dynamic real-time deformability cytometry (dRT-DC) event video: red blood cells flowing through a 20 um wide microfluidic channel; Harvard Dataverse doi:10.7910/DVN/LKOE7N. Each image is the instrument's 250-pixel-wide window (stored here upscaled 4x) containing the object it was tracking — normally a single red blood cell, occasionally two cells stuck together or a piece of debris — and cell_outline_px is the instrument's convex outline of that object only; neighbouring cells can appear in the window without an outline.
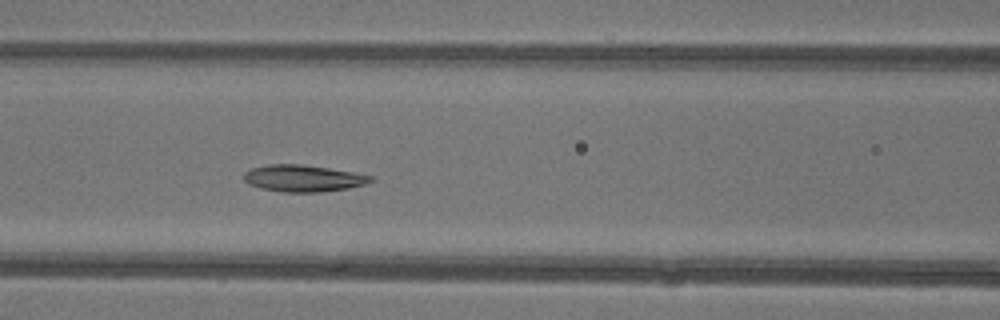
{"species": "common noctule bat (a hibernating species)", "species_latin": "Nyctalus noctula", "temperature_condition": "warm", "stored_images_in_passage": 35, "camera_frame_rate_fps": 3000, "um_per_image_px": 0.085, "animal": {"sex": "female"}, "frame": {"image": 1, "passage_image": 8, "time_ms": 2.333, "image_size_px": [1000, 320], "cell_outline_px": [[376, 180], [364, 184], [348, 188], [320, 192], [284, 192], [260, 188], [248, 184], [244, 180], [244, 172], [252, 168], [268, 164], [300, 164], [328, 168], [352, 172], [372, 176]], "centroid_in_image_um": [25.75, 15.16], "position_along_channel_um": 140.8, "area_um2": 19.71}}
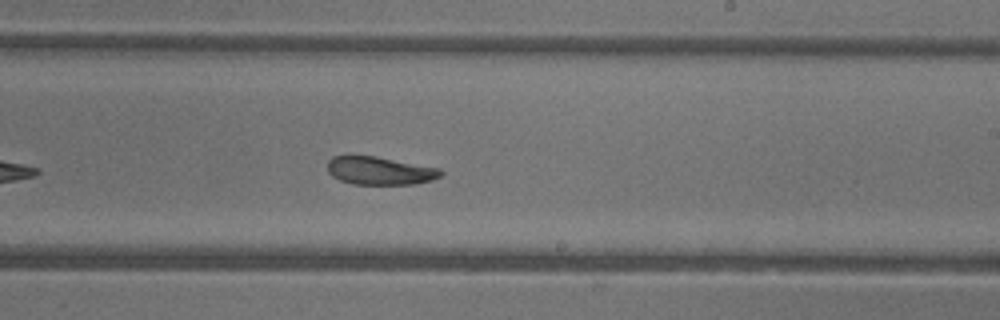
{"frame": {"image": 2, "passage_image": 16, "time_ms": 5.0, "image_size_px": [1000, 320], "cell_outline_px": [[444, 172], [440, 176], [432, 180], [416, 184], [352, 184], [340, 180], [332, 176], [328, 172], [328, 160], [332, 156], [376, 156], [440, 168]], "centroid_in_image_um": [32.3, 14.51], "position_along_channel_um": 256.7, "area_um2": 18.55}}
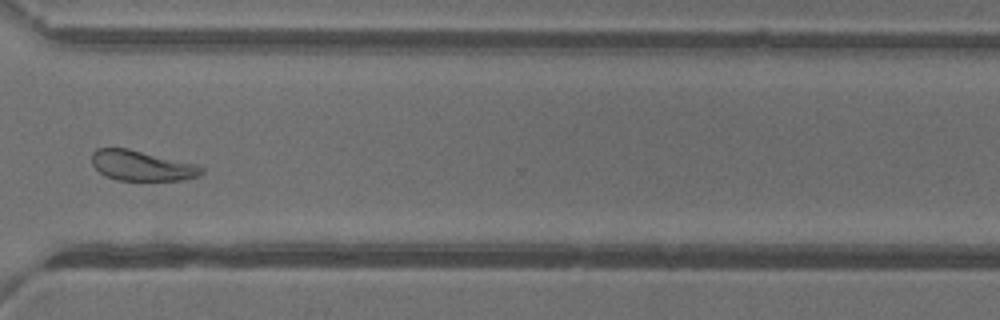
{"frame": {"image": 3, "passage_image": 23, "time_ms": 7.333, "image_size_px": [1000, 320], "cell_outline_px": [[204, 172], [200, 176], [184, 180], [116, 180], [104, 176], [92, 164], [92, 152], [96, 148], [128, 148], [196, 164], [204, 168]], "centroid_in_image_um": [12.06, 14.08], "position_along_channel_um": 358.5, "area_um2": 19.42}, "authors_computed_cell_mechanics": {"area_um2": 19.8254, "velocity_mm_per_s": 4.371, "shape_relaxation_time_tau1_ms": 3.5198, "shape_relaxation_time_tau2_ms": 4.8364, "deformation_change_tau1": 0.138, "deformation_change_tau2": 0.1174}}